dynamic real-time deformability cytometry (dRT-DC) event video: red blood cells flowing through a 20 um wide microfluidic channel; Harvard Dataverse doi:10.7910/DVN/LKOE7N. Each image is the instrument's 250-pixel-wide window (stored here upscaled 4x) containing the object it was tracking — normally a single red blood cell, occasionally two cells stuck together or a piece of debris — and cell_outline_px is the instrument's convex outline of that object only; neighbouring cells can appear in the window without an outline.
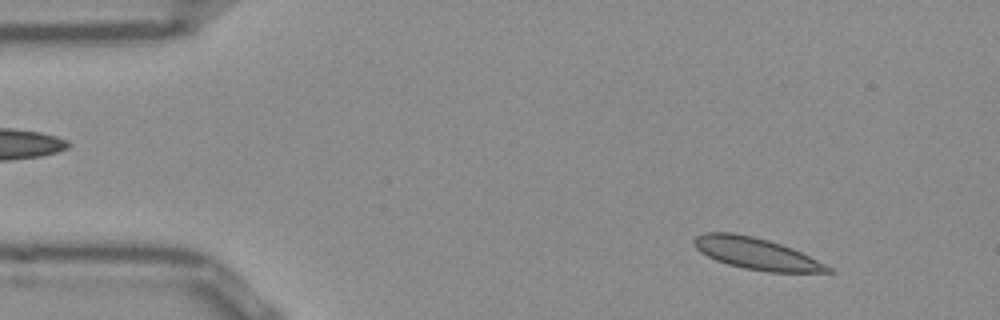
{"species": "Egyptian fruit bat (a non-hibernating species)", "species_latin": "Rousettus aegyptiacus", "temperature_condition": "room temperature", "stored_images_in_passage": 8, "camera_frame_rate_fps": 3000, "um_per_image_px": 0.085, "frame": {"image": 1, "passage_image": 1, "time_ms": 0.0, "image_size_px": [1000, 320], "cell_outline_px": [[836, 272], [768, 272], [744, 268], [728, 264], [716, 260], [700, 252], [696, 248], [692, 240], [696, 236], [704, 232], [732, 232], [752, 236], [768, 240], [792, 248], [832, 268]], "centroid_in_image_um": [64.24, 21.55], "position_along_channel_um": 20.8, "area_um2": 24.45}}